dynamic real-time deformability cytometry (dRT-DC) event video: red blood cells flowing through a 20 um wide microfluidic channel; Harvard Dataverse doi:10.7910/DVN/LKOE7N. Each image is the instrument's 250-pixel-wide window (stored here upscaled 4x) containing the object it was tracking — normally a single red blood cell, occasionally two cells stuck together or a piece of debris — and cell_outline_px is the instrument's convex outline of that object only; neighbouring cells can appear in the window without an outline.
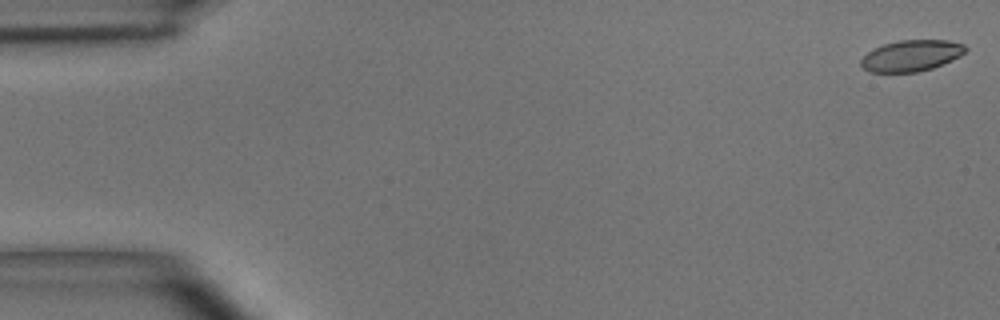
{"species": "common noctule bat (a hibernating species)", "species_latin": "Nyctalus noctula", "temperature_condition": "room temperature", "stored_images_in_passage": 47, "camera_frame_rate_fps": 3000, "um_per_image_px": 0.085, "animal": {"sex": "male", "body_mass_g": 15.6}, "frame": {"image": 1, "passage_image": 1, "time_ms": 0.0, "image_size_px": [1000, 320], "cell_outline_px": [[968, 48], [960, 56], [952, 60], [932, 68], [916, 72], [868, 72], [860, 64], [860, 60], [868, 52], [884, 44], [900, 40], [948, 40], [964, 44]], "centroid_in_image_um": [77.47, 4.73], "position_along_channel_um": 7.5, "area_um2": 18.9}}
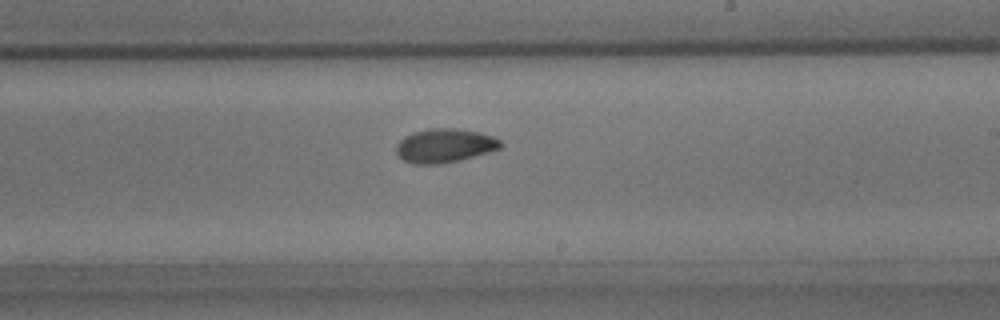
{"frame": {"image": 2, "passage_image": 29, "time_ms": 9.333, "image_size_px": [1000, 320], "cell_outline_px": [[504, 144], [500, 148], [488, 152], [460, 160], [436, 164], [412, 164], [404, 160], [396, 152], [396, 144], [404, 136], [412, 132], [428, 128], [456, 128], [480, 132], [492, 136], [500, 140]], "centroid_in_image_um": [37.79, 12.36], "position_along_channel_um": 251.2, "area_um2": 20.69}}
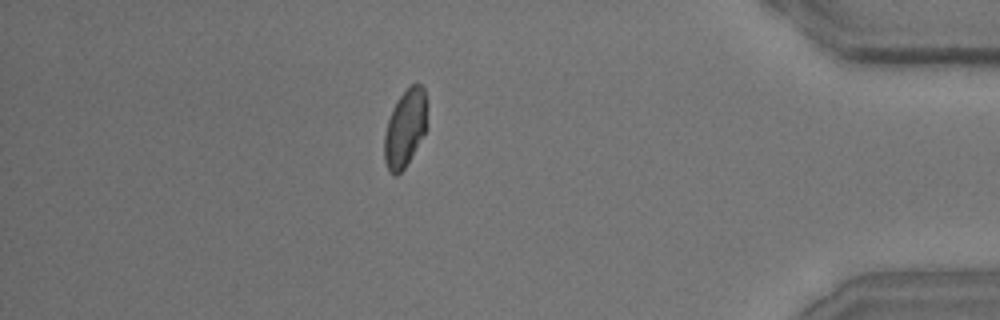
{"frame": {"image": 3, "passage_image": 43, "time_ms": 14.0, "image_size_px": [1000, 320], "cell_outline_px": [[428, 128], [404, 168], [396, 176], [388, 172], [384, 160], [384, 136], [388, 120], [392, 108], [396, 100], [412, 84], [420, 84], [424, 88], [428, 124]], "centroid_in_image_um": [34.44, 10.91], "position_along_channel_um": 400.8, "area_um2": 19.42}, "authors_computed_cell_mechanics": {"area_um2": 19.7676, "velocity_mm_per_s": 4.0594, "shape_relaxation_time_tau1_ms": 3.9769, "shape_relaxation_time_tau2_ms": 1.8422, "deformation_change_tau1": 0.136, "deformation_change_tau2": 0.0566}}